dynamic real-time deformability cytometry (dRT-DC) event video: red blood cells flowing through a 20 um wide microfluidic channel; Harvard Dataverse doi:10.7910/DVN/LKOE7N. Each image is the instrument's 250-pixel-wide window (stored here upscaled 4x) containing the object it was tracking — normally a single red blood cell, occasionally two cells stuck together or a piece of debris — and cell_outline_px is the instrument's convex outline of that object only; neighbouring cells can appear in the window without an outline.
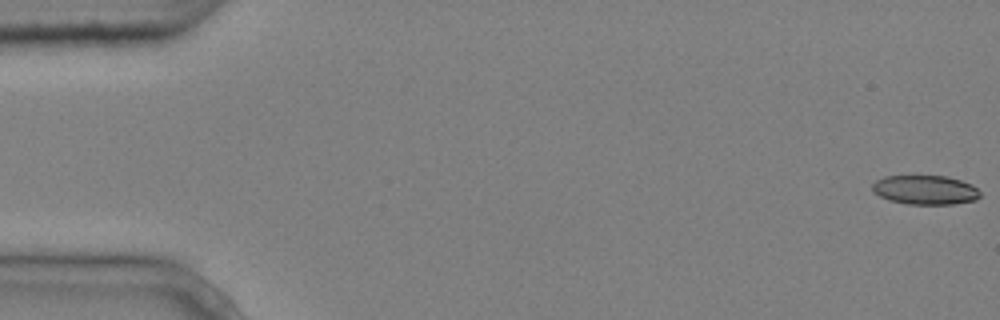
{"species": "common noctule bat (a hibernating species)", "species_latin": "Nyctalus noctula", "temperature_condition": "cold", "stored_images_in_passage": 6, "camera_frame_rate_fps": 3000, "um_per_image_px": 0.085, "animal": {"sex": "male", "body_mass_g": 20.4}, "frame": {"image": 1, "passage_image": 1, "time_ms": 0.0, "image_size_px": [1000, 320], "cell_outline_px": [[980, 196], [976, 200], [952, 204], [908, 204], [888, 200], [872, 192], [872, 184], [876, 180], [884, 176], [948, 176], [972, 184], [980, 192]], "centroid_in_image_um": [78.63, 16.14], "position_along_channel_um": 6.4, "area_um2": 18.44}}